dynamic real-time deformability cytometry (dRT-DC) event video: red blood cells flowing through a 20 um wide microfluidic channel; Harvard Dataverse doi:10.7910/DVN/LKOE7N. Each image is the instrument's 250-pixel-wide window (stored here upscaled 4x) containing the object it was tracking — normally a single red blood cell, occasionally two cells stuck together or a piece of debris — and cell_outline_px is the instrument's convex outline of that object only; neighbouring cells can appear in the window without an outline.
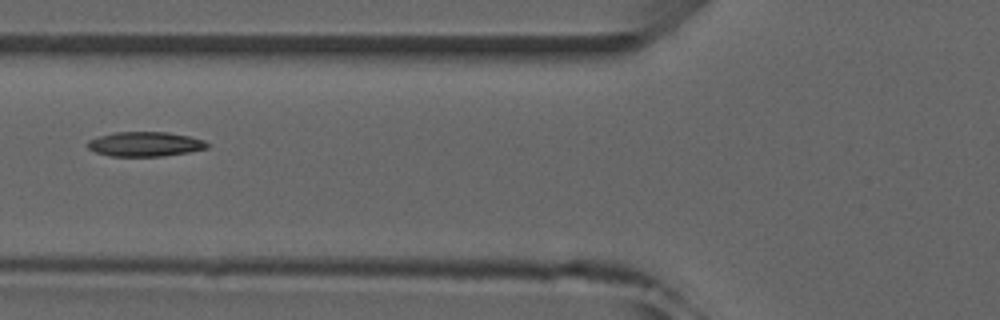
{"species": "common noctule bat (a hibernating species)", "species_latin": "Nyctalus noctula", "temperature_condition": "room temperature", "stored_images_in_passage": 4, "camera_frame_rate_fps": 3000, "um_per_image_px": 0.085, "animal": {"sex": "male", "forearm_length_mm": 52.5}, "frame": {"image": 1, "passage_image": 3, "time_ms": 3.0, "image_size_px": [1000, 320], "cell_outline_px": [[208, 148], [188, 152], [164, 156], [108, 156], [96, 152], [88, 148], [88, 140], [100, 136], [116, 132], [168, 132], [188, 136], [204, 140], [208, 144]], "centroid_in_image_um": [12.33, 12.25], "position_along_channel_um": 113.5, "area_um2": 17.05}}
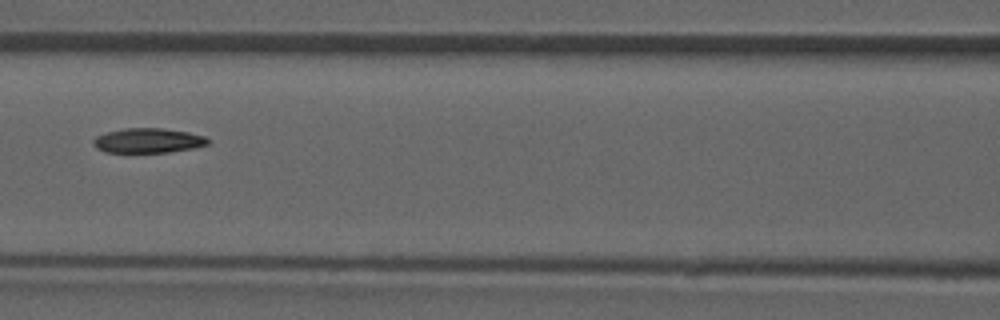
{"frame": {"image": 2, "passage_image": 4, "time_ms": 4.0, "image_size_px": [1000, 320], "cell_outline_px": [[208, 144], [192, 148], [168, 152], [104, 152], [96, 148], [92, 144], [92, 140], [96, 136], [108, 132], [124, 128], [160, 128], [188, 132], [204, 136], [208, 140]], "centroid_in_image_um": [12.53, 11.95], "position_along_channel_um": 154.1, "area_um2": 16.36}}